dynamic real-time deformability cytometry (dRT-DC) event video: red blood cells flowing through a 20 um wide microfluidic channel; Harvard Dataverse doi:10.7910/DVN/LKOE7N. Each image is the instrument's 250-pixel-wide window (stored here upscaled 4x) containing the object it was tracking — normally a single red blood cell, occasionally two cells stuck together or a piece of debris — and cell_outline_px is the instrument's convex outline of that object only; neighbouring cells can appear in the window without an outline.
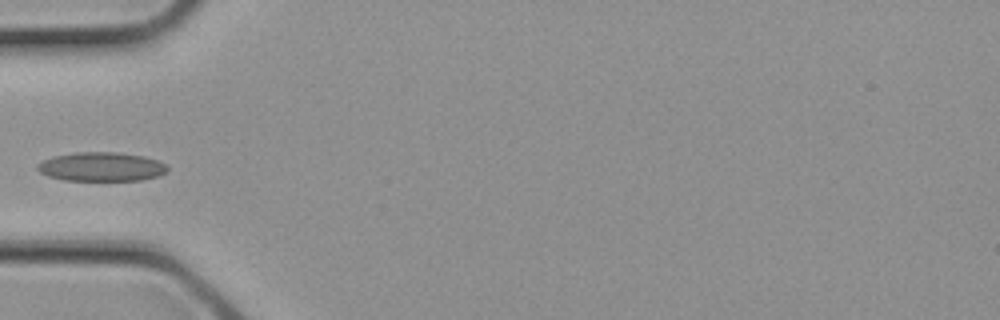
{"species": "common noctule bat (a hibernating species)", "species_latin": "Nyctalus noctula", "temperature_condition": "cold", "stored_images_in_passage": 3, "camera_frame_rate_fps": 3000, "um_per_image_px": 0.085, "animal": {"sex": "female", "body_mass_g": 21.9}, "frame": {"image": 1, "passage_image": 3, "time_ms": 0.667, "image_size_px": [1000, 320], "cell_outline_px": [[168, 172], [160, 176], [140, 180], [64, 180], [48, 176], [40, 172], [36, 168], [36, 164], [52, 156], [76, 152], [116, 152], [144, 156], [156, 160], [164, 164], [168, 168]], "centroid_in_image_um": [8.61, 14.17], "position_along_channel_um": 76.4, "area_um2": 22.02}}